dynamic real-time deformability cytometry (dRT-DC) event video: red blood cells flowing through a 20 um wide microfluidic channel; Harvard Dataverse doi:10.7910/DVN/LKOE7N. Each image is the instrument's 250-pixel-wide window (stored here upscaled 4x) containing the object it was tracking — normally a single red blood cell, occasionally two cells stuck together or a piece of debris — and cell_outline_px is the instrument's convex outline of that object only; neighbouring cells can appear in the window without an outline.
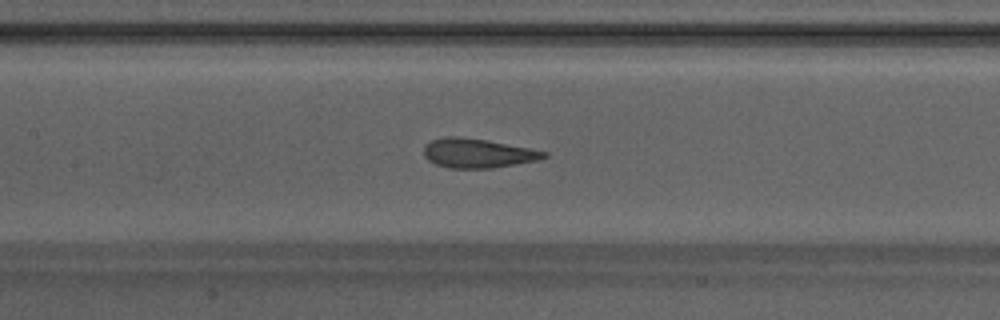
{"species": "Egyptian fruit bat (a non-hibernating species)", "species_latin": "Rousettus aegyptiacus", "temperature_condition": "warm", "stored_images_in_passage": 48, "camera_frame_rate_fps": 3000, "um_per_image_px": 0.085, "animal": {"sex": "male"}, "frame": {"image": 1, "passage_image": 23, "time_ms": 7.333, "image_size_px": [1000, 320], "cell_outline_px": [[548, 156], [540, 160], [492, 168], [448, 168], [436, 164], [428, 160], [424, 156], [424, 144], [432, 140], [448, 136], [456, 136], [484, 140], [528, 148], [548, 152]], "centroid_in_image_um": [40.59, 13.03], "position_along_channel_um": 166.8, "area_um2": 20.35}}
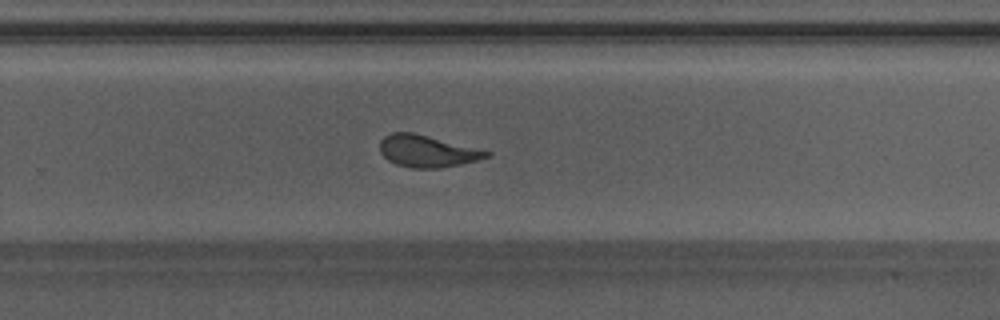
{"frame": {"image": 2, "passage_image": 32, "time_ms": 10.333, "image_size_px": [1000, 320], "cell_outline_px": [[492, 156], [460, 164], [440, 168], [408, 168], [396, 164], [388, 160], [380, 152], [380, 140], [384, 136], [392, 132], [412, 132], [492, 152]], "centroid_in_image_um": [36.28, 12.85], "position_along_channel_um": 293.5, "area_um2": 19.71}}
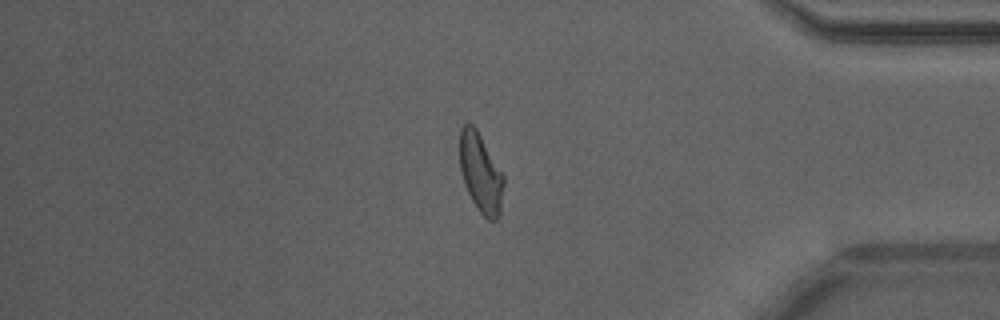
{"frame": {"image": 3, "passage_image": 41, "time_ms": 13.333, "image_size_px": [1000, 320], "cell_outline_px": [[504, 184], [500, 216], [496, 220], [488, 220], [476, 208], [464, 184], [460, 172], [460, 128], [464, 124], [472, 124], [476, 128], [504, 172]], "centroid_in_image_um": [40.88, 14.71], "position_along_channel_um": 394.3, "area_um2": 20.69}, "authors_computed_cell_mechanics": {"area_um2": 20.6924, "velocity_mm_per_s": 4.2439, "shape_relaxation_time_tau1_ms": 4.6428, "shape_relaxation_time_tau2_ms": 0.7895, "deformation_change_tau1": 0.2068, "deformation_change_tau2": 0.0966}}